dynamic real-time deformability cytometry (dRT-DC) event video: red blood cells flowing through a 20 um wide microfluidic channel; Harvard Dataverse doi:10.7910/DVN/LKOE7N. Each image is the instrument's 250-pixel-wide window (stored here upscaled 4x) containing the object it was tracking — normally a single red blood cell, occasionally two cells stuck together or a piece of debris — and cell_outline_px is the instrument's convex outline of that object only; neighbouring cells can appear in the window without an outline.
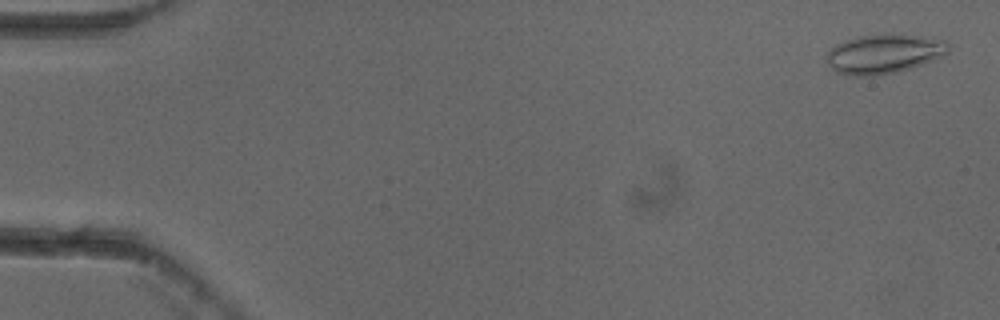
{"species": "common noctule bat (a hibernating species)", "species_latin": "Nyctalus noctula", "temperature_condition": "cold", "stored_images_in_passage": 54, "camera_frame_rate_fps": 3000, "um_per_image_px": 0.085, "animal": {"sex": "female"}, "frame": {"image": 1, "passage_image": 2, "time_ms": 0.333, "image_size_px": [1000, 320], "cell_outline_px": [[948, 52], [944, 56], [912, 68], [896, 72], [872, 76], [856, 76], [836, 72], [828, 64], [828, 48], [836, 44], [860, 36], [888, 32], [892, 32], [944, 40], [948, 44]], "centroid_in_image_um": [75.15, 4.56], "position_along_channel_um": 9.9, "area_um2": 28.09}}
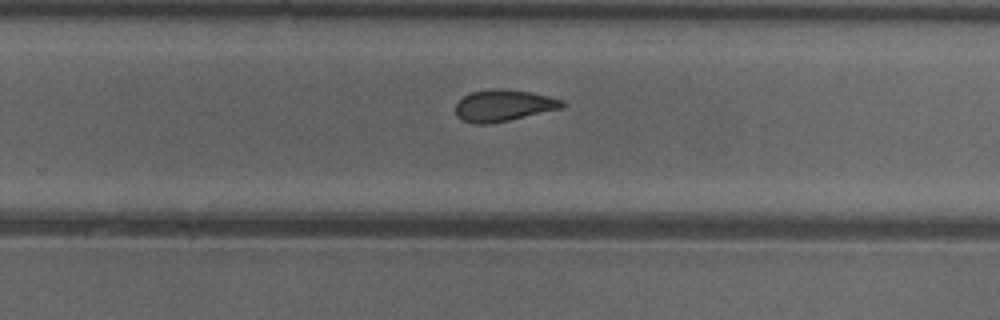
{"frame": {"image": 2, "passage_image": 35, "time_ms": 11.333, "image_size_px": [1000, 320], "cell_outline_px": [[564, 108], [508, 120], [488, 124], [476, 124], [464, 120], [456, 116], [456, 104], [464, 96], [472, 92], [488, 88], [504, 88], [528, 92], [548, 96], [564, 100]], "centroid_in_image_um": [42.8, 8.96], "position_along_channel_um": 287.0, "area_um2": 19.59}}
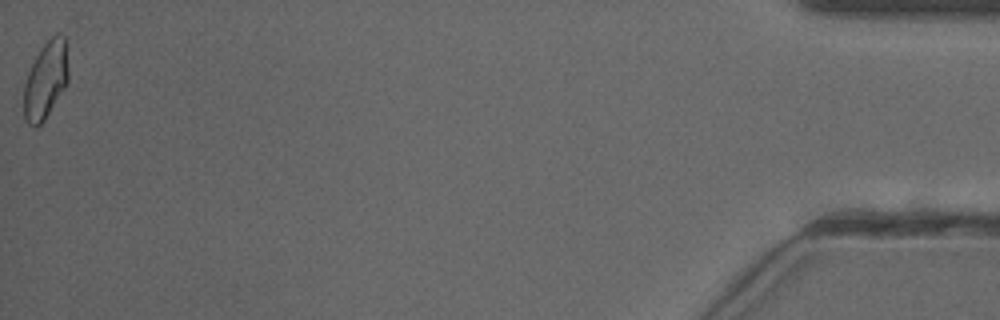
{"frame": {"image": 3, "passage_image": 54, "time_ms": 17.667, "image_size_px": [1000, 320], "cell_outline_px": [[68, 80], [64, 88], [44, 120], [36, 128], [32, 128], [28, 124], [24, 116], [24, 84], [28, 72], [40, 48], [56, 32], [60, 32], [64, 36], [68, 72]], "centroid_in_image_um": [3.87, 6.81], "position_along_channel_um": 431.3, "area_um2": 19.88}, "authors_computed_cell_mechanics": {"area_um2": 20.0566, "velocity_mm_per_s": 3.8582, "shape_relaxation_time_tau1_ms": 4.802, "shape_relaxation_time_tau2_ms": 2.1213, "deformation_change_tau1": 0.116, "deformation_change_tau2": 0.0782}}